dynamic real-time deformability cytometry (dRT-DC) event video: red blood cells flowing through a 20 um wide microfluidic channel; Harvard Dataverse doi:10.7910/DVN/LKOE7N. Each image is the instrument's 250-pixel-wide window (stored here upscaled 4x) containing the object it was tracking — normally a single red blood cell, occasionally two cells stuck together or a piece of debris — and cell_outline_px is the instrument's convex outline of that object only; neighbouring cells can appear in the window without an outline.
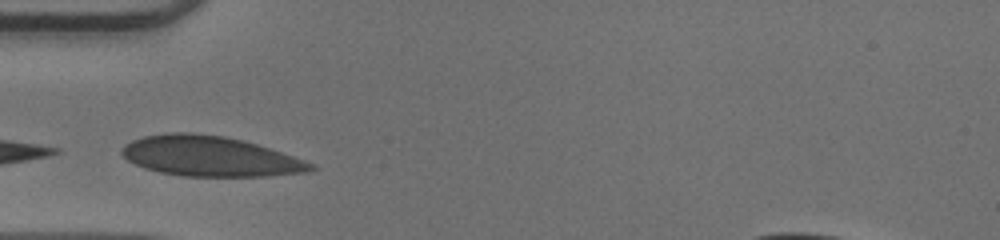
{"species": "human", "species_latin": "Homo sapiens", "temperature_condition": "warm", "stored_images_in_passage": 26, "camera_frame_rate_fps": 3000, "um_per_image_px": 0.085, "donor": {"sex": "male"}, "frame": {"image": 1, "passage_image": 1, "time_ms": 0.0, "image_size_px": [1000, 240], "cell_outline_px": [[316, 168], [308, 172], [264, 176], [184, 176], [160, 172], [144, 168], [128, 160], [120, 152], [120, 148], [124, 144], [132, 140], [144, 136], [164, 132], [192, 132], [224, 136], [244, 140], [304, 160], [312, 164]], "centroid_in_image_um": [17.79, 13.27], "position_along_channel_um": 67.2, "area_um2": 44.1}}
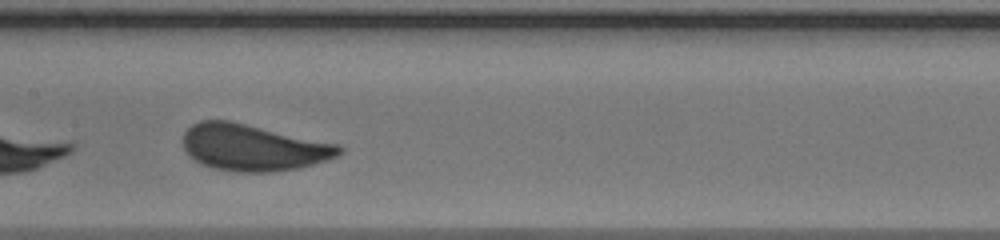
{"frame": {"image": 2, "passage_image": 10, "time_ms": 3.0, "image_size_px": [1000, 240], "cell_outline_px": [[344, 152], [336, 156], [312, 164], [296, 168], [272, 172], [236, 172], [212, 168], [200, 164], [184, 148], [184, 132], [192, 124], [200, 120], [228, 120], [340, 144], [344, 148]], "centroid_in_image_um": [21.53, 12.53], "position_along_channel_um": 185.9, "area_um2": 42.19}}
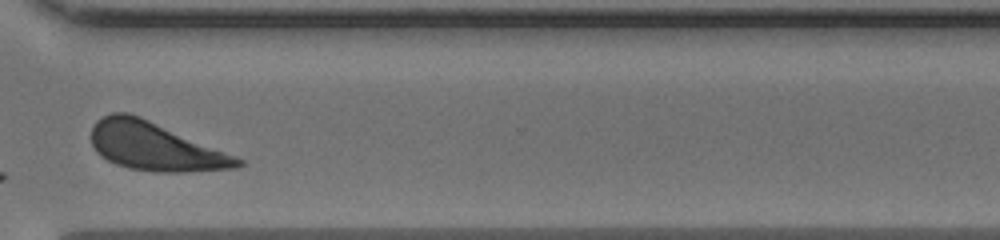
{"frame": {"image": 3, "passage_image": 23, "time_ms": 7.333, "image_size_px": [1000, 240], "cell_outline_px": [[244, 164], [236, 168], [184, 172], [152, 172], [128, 168], [116, 164], [100, 156], [96, 152], [92, 144], [92, 124], [96, 120], [112, 112], [128, 112], [140, 116], [236, 156], [244, 160]], "centroid_in_image_um": [13.15, 12.45], "position_along_channel_um": 357.4, "area_um2": 41.1}, "authors_computed_cell_mechanics": {"area_um2": 42.0206, "velocity_mm_per_s": 3.9614, "shape_relaxation_time_tau1_ms": 2.0675, "shape_relaxation_time_tau2_ms": null, "deformation_change_tau1": 0.1014, "deformation_change_tau2": null}}